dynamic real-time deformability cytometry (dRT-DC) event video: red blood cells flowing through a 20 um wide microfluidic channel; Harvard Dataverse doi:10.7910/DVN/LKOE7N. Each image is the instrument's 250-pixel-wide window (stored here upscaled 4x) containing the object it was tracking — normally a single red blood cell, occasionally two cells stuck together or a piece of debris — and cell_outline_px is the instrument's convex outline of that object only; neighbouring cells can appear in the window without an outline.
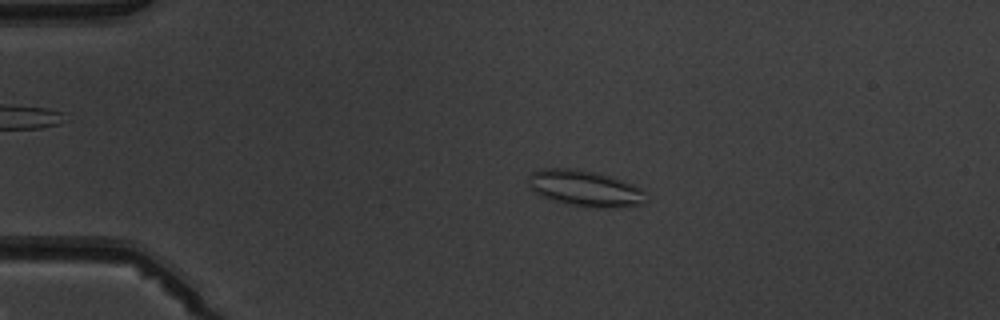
{"species": "common noctule bat (a hibernating species)", "species_latin": "Nyctalus noctula", "temperature_condition": "warm", "stored_images_in_passage": 4, "camera_frame_rate_fps": 3000, "um_per_image_px": 0.085, "animal": {"sex": "male", "body_mass_g": 19.5, "forearm_length_mm": 54.6}, "frame": {"image": 1, "passage_image": 3, "time_ms": 2.333, "image_size_px": [1000, 320], "cell_outline_px": [[648, 200], [644, 204], [620, 208], [588, 208], [568, 204], [540, 196], [532, 192], [528, 184], [528, 176], [532, 172], [540, 168], [580, 168], [612, 176], [632, 184], [644, 192]], "centroid_in_image_um": [49.71, 16.02], "position_along_channel_um": 35.3, "area_um2": 25.37}}